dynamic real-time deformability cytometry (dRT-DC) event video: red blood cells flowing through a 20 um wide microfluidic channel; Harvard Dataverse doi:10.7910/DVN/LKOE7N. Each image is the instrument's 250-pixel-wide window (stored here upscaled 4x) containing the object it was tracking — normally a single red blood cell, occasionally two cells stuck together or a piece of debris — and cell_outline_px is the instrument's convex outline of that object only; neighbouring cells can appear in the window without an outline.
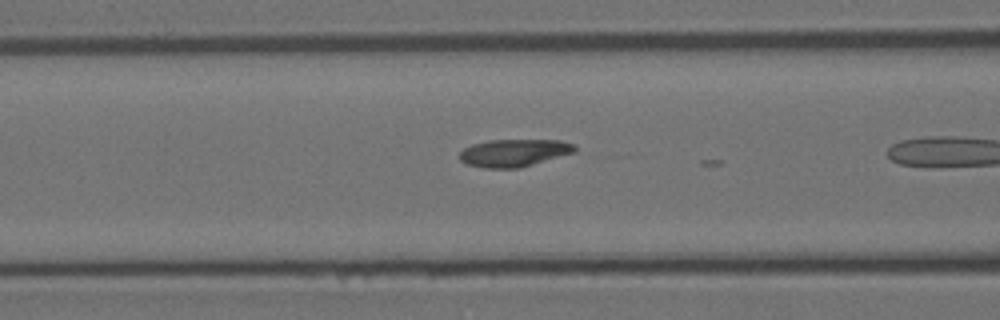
{"species": "Egyptian fruit bat (a non-hibernating species)", "species_latin": "Rousettus aegyptiacus", "temperature_condition": "room temperature", "stored_images_in_passage": 8, "camera_frame_rate_fps": 3000, "um_per_image_px": 0.085, "animal": {"sex": "female"}, "frame": {"image": 1, "passage_image": 7, "time_ms": 2.0, "image_size_px": [1000, 320], "cell_outline_px": [[576, 152], [520, 168], [484, 168], [468, 164], [460, 160], [460, 152], [464, 148], [472, 144], [488, 140], [560, 140], [576, 144]], "centroid_in_image_um": [43.72, 12.99], "position_along_channel_um": 122.9, "area_um2": 18.55}}